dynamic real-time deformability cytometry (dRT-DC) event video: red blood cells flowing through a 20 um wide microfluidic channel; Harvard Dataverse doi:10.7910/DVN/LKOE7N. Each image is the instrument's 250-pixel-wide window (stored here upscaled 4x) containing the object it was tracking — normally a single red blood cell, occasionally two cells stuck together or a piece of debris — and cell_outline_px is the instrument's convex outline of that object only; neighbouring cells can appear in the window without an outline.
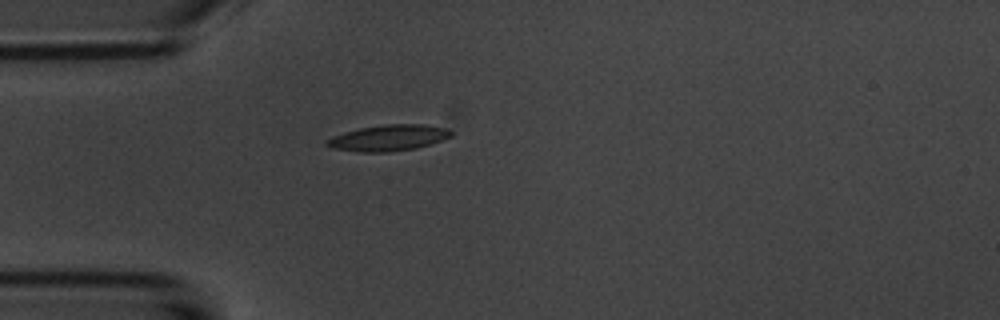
{"species": "common noctule bat (a hibernating species)", "species_latin": "Nyctalus noctula", "temperature_condition": "room temperature", "stored_images_in_passage": 1, "camera_frame_rate_fps": 3000, "um_per_image_px": 0.085, "animal": {"sex": "male", "body_mass_g": 20.1, "forearm_length_mm": 53.5}, "frame": {"image": 1, "passage_image": 1, "time_ms": 0.0, "image_size_px": [1000, 320], "cell_outline_px": [[452, 136], [416, 148], [388, 152], [360, 152], [332, 148], [324, 144], [324, 140], [332, 136], [344, 132], [360, 128], [388, 124], [424, 124], [444, 128], [452, 132]], "centroid_in_image_um": [32.95, 11.72], "position_along_channel_um": 52.0, "area_um2": 18.73}}